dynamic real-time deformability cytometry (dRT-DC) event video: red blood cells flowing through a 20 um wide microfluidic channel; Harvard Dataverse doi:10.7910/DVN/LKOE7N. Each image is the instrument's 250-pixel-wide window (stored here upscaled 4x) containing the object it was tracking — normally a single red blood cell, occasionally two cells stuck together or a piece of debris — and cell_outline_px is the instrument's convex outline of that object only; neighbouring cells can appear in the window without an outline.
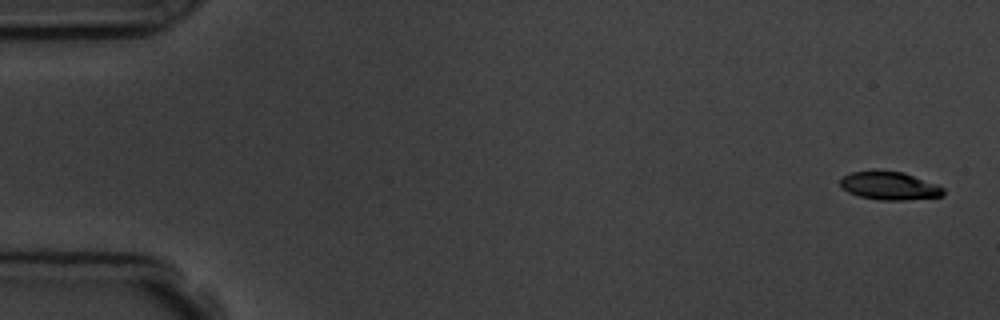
{"species": "common noctule bat (a hibernating species)", "species_latin": "Nyctalus noctula", "temperature_condition": "room temperature", "stored_images_in_passage": 6, "camera_frame_rate_fps": 3000, "um_per_image_px": 0.085, "animal": {"sex": "male", "body_mass_g": 19.5, "forearm_length_mm": 54.6}, "frame": {"image": 1, "passage_image": 1, "time_ms": 0.0, "image_size_px": [1000, 320], "cell_outline_px": [[944, 196], [904, 200], [880, 200], [860, 196], [848, 192], [840, 188], [840, 180], [844, 176], [852, 172], [904, 172], [936, 184], [944, 188]], "centroid_in_image_um": [75.62, 15.82], "position_along_channel_um": 9.4, "area_um2": 16.59}}